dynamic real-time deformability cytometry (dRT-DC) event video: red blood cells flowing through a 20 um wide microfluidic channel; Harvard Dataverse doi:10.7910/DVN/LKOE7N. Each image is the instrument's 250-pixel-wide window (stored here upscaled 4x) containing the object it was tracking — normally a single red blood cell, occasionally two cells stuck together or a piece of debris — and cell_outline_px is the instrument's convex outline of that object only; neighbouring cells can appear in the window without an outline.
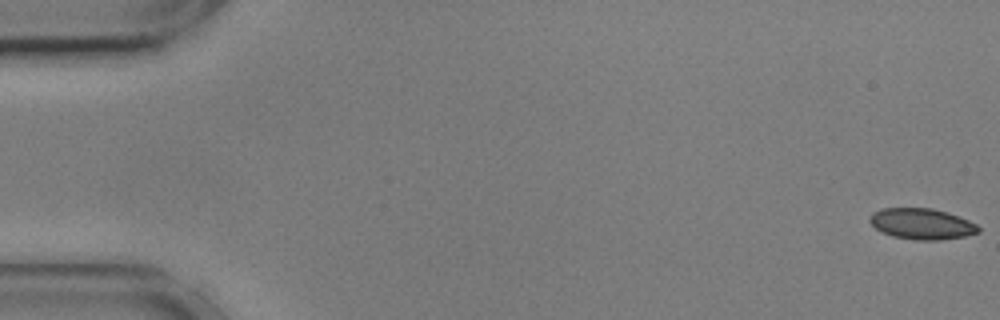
{"species": "common noctule bat (a hibernating species)", "species_latin": "Nyctalus noctula", "temperature_condition": "cold", "stored_images_in_passage": 56, "camera_frame_rate_fps": 3000, "um_per_image_px": 0.085, "animal": {"sex": "male", "body_mass_g": 17.9, "forearm_length_mm": 54.2}, "frame": {"image": 1, "passage_image": 1, "time_ms": 0.0, "image_size_px": [1000, 320], "cell_outline_px": [[980, 232], [964, 236], [940, 240], [916, 240], [892, 236], [876, 228], [868, 220], [872, 212], [880, 208], [932, 208], [948, 212], [968, 220], [976, 224], [980, 228]], "centroid_in_image_um": [78.35, 19.02], "position_along_channel_um": 6.7, "area_um2": 19.59}}
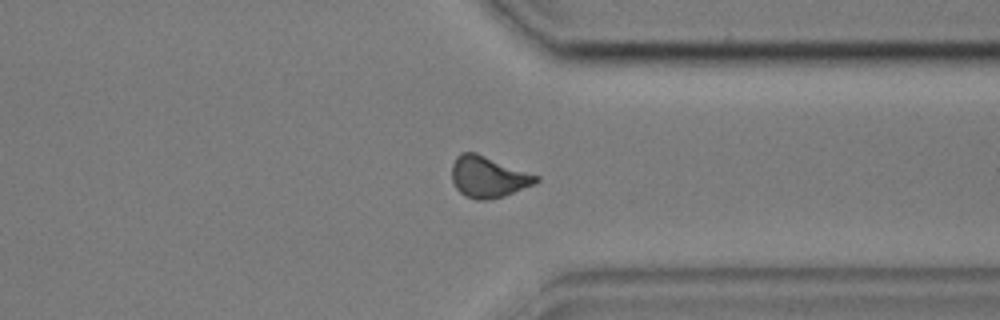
{"frame": {"image": 2, "passage_image": 43, "time_ms": 14.0, "image_size_px": [1000, 320], "cell_outline_px": [[540, 180], [536, 184], [504, 196], [488, 200], [476, 200], [464, 196], [456, 188], [452, 180], [452, 164], [456, 156], [460, 152], [476, 152], [540, 176]], "centroid_in_image_um": [41.51, 15.04], "position_along_channel_um": 369.9, "area_um2": 20.52}}
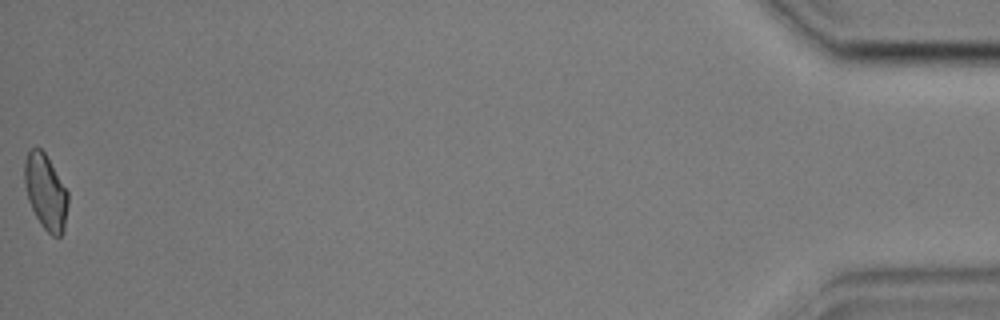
{"frame": {"image": 3, "passage_image": 56, "time_ms": 18.333, "image_size_px": [1000, 320], "cell_outline_px": [[68, 204], [64, 232], [60, 236], [52, 236], [40, 224], [28, 200], [24, 184], [24, 160], [28, 152], [32, 148], [40, 148], [44, 152], [68, 192]], "centroid_in_image_um": [3.88, 16.33], "position_along_channel_um": 431.3, "area_um2": 19.02}, "authors_computed_cell_mechanics": {"area_um2": 20.1433, "velocity_mm_per_s": 3.6047, "shape_relaxation_time_tau1_ms": 2.8379, "shape_relaxation_time_tau2_ms": 2.8091, "deformation_change_tau1": 0.0837, "deformation_change_tau2": 0.0697}}